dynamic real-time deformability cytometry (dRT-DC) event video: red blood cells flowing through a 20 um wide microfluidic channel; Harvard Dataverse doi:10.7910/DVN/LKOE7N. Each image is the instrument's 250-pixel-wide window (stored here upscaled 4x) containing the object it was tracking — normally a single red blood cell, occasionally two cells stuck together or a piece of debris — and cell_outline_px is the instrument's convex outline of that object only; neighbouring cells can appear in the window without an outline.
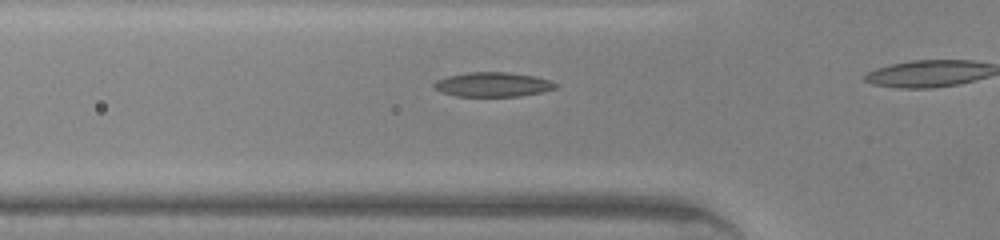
{"species": "common noctule bat (a hibernating species)", "species_latin": "Nyctalus noctula", "temperature_condition": "warm", "stored_images_in_passage": 10, "camera_frame_rate_fps": 3000, "um_per_image_px": 0.085, "animal": {"sex": "male", "body_mass_g": 20.0, "forearm_length_mm": 53.3}, "frame": {"image": 1, "passage_image": 6, "time_ms": 1.667, "image_size_px": [1000, 240], "cell_outline_px": [[560, 84], [556, 88], [544, 92], [520, 96], [456, 96], [432, 88], [432, 84], [436, 80], [448, 76], [468, 72], [508, 72], [532, 76], [548, 80]], "centroid_in_image_um": [41.89, 7.18], "position_along_channel_um": 83.9, "area_um2": 17.34}}
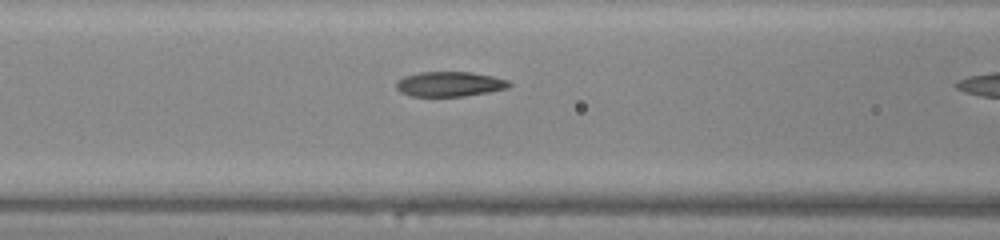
{"frame": {"image": 2, "passage_image": 9, "time_ms": 2.667, "image_size_px": [1000, 240], "cell_outline_px": [[512, 84], [508, 88], [488, 92], [464, 96], [412, 96], [400, 92], [396, 88], [396, 80], [404, 76], [420, 72], [472, 72], [492, 76], [508, 80]], "centroid_in_image_um": [38.2, 7.14], "position_along_channel_um": 128.4, "area_um2": 16.42}}